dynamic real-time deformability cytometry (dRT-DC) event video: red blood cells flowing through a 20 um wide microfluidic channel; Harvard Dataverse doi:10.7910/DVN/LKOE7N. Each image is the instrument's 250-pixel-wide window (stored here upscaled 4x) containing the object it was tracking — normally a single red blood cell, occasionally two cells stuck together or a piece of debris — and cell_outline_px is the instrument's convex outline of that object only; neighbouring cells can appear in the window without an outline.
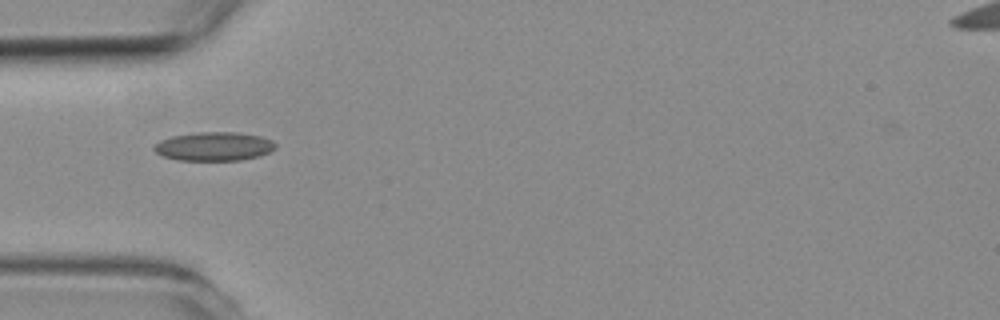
{"species": "common noctule bat (a hibernating species)", "species_latin": "Nyctalus noctula", "temperature_condition": "room temperature", "stored_images_in_passage": 3, "camera_frame_rate_fps": 3000, "um_per_image_px": 0.085, "animal": {"sex": "female", "body_mass_g": 19.3, "forearm_length_mm": 54.1}, "frame": {"image": 1, "passage_image": 2, "time_ms": 1.333, "image_size_px": [1000, 320], "cell_outline_px": [[276, 148], [260, 156], [240, 160], [176, 160], [164, 156], [156, 152], [152, 148], [160, 140], [172, 136], [200, 132], [236, 132], [260, 136], [272, 140], [276, 144]], "centroid_in_image_um": [18.2, 12.44], "position_along_channel_um": 66.8, "area_um2": 20.29}}
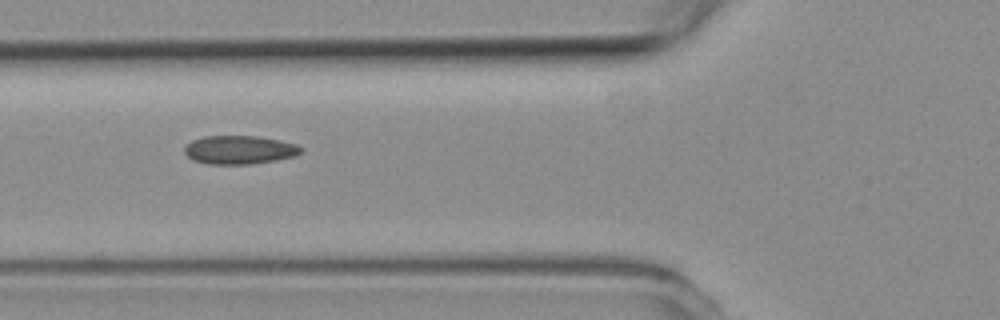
{"frame": {"image": 2, "passage_image": 3, "time_ms": 2.333, "image_size_px": [1000, 320], "cell_outline_px": [[304, 148], [296, 156], [276, 160], [252, 164], [208, 164], [196, 160], [188, 156], [184, 152], [184, 148], [192, 140], [204, 136], [256, 136], [280, 140], [296, 144]], "centroid_in_image_um": [20.38, 12.73], "position_along_channel_um": 105.4, "area_um2": 19.31}}